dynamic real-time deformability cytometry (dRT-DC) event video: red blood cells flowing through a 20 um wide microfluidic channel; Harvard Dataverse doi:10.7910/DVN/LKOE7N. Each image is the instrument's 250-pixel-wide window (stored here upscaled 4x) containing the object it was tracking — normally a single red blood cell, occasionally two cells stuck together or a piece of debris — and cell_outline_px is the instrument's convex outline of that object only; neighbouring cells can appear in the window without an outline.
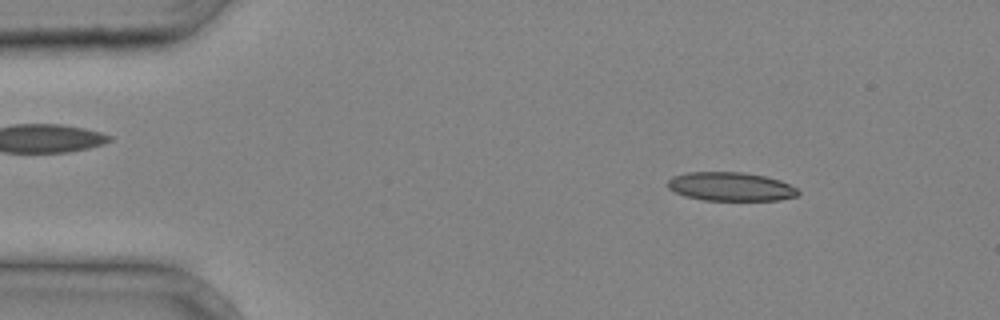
{"species": "common noctule bat (a hibernating species)", "species_latin": "Nyctalus noctula", "temperature_condition": "cold", "stored_images_in_passage": 3, "camera_frame_rate_fps": 3000, "um_per_image_px": 0.085, "animal": {"sex": "male", "body_mass_g": 20.4}, "frame": {"image": 1, "passage_image": 1, "time_ms": 0.0, "image_size_px": [1000, 320], "cell_outline_px": [[800, 192], [796, 196], [780, 200], [704, 200], [684, 196], [668, 188], [668, 180], [672, 176], [688, 172], [744, 172], [764, 176], [780, 180], [796, 188]], "centroid_in_image_um": [62.09, 15.86], "position_along_channel_um": 22.9, "area_um2": 21.79}}
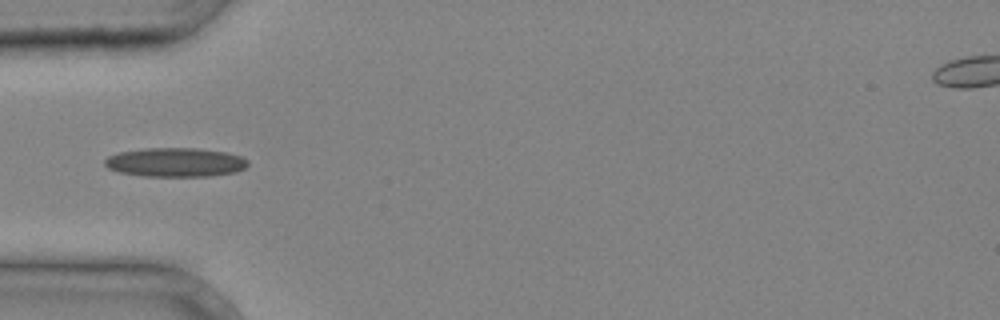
{"frame": {"image": 2, "passage_image": 3, "time_ms": 0.667, "image_size_px": [1000, 320], "cell_outline_px": [[248, 164], [244, 168], [236, 172], [212, 176], [144, 176], [120, 172], [108, 168], [104, 164], [104, 160], [108, 156], [120, 152], [144, 148], [196, 148], [224, 152], [240, 156], [248, 160]], "centroid_in_image_um": [14.9, 13.79], "position_along_channel_um": 70.1, "area_um2": 24.16}}